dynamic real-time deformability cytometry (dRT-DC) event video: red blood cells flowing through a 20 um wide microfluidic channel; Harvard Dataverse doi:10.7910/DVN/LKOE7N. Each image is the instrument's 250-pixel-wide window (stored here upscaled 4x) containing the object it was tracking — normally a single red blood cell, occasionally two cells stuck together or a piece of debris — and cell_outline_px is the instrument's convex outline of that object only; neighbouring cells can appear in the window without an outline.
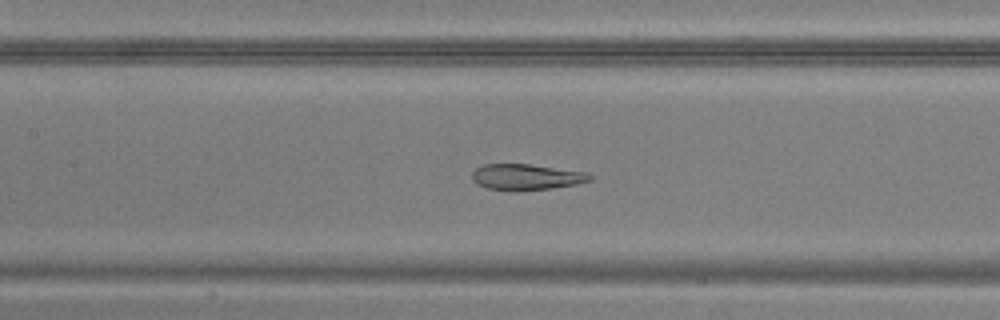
{"species": "common noctule bat (a hibernating species)", "species_latin": "Nyctalus noctula", "temperature_condition": "warm", "stored_images_in_passage": 50, "camera_frame_rate_fps": 3000, "um_per_image_px": 0.085, "animal": {"sex": "male", "body_mass_g": 20.5, "forearm_length_mm": 52.5}, "frame": {"image": 1, "passage_image": 23, "time_ms": 7.333, "image_size_px": [1000, 320], "cell_outline_px": [[592, 180], [576, 184], [552, 188], [488, 188], [472, 180], [472, 172], [476, 168], [484, 164], [528, 164], [588, 172], [592, 176]], "centroid_in_image_um": [44.79, 14.99], "position_along_channel_um": 162.6, "area_um2": 16.99}}
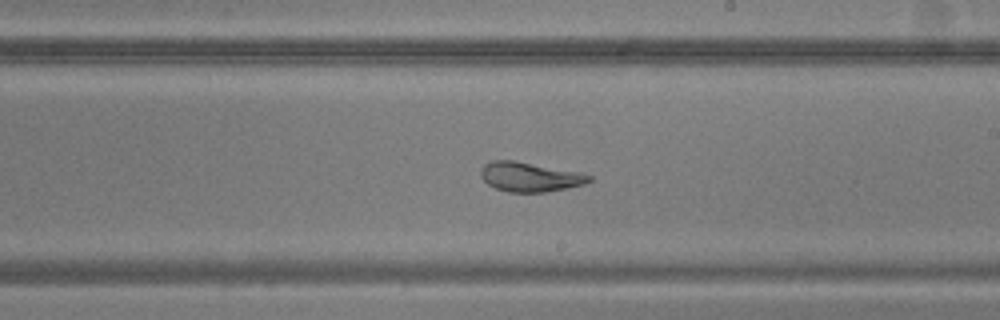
{"frame": {"image": 2, "passage_image": 29, "time_ms": 9.333, "image_size_px": [1000, 320], "cell_outline_px": [[592, 180], [584, 184], [544, 192], [508, 192], [496, 188], [488, 184], [480, 176], [480, 168], [484, 164], [492, 160], [512, 160], [580, 172], [592, 176]], "centroid_in_image_um": [45.0, 15.03], "position_along_channel_um": 244.0, "area_um2": 18.5}}
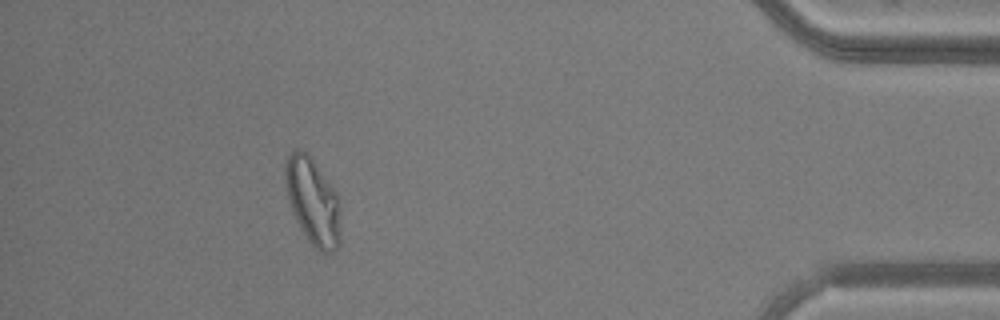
{"frame": {"image": 3, "passage_image": 45, "time_ms": 14.667, "image_size_px": [1000, 320], "cell_outline_px": [[340, 244], [332, 252], [320, 252], [308, 240], [300, 228], [296, 220], [288, 196], [284, 180], [284, 168], [288, 156], [292, 148], [304, 148], [336, 192], [340, 208]], "centroid_in_image_um": [26.58, 17.09], "position_along_channel_um": 408.6, "area_um2": 27.98}}